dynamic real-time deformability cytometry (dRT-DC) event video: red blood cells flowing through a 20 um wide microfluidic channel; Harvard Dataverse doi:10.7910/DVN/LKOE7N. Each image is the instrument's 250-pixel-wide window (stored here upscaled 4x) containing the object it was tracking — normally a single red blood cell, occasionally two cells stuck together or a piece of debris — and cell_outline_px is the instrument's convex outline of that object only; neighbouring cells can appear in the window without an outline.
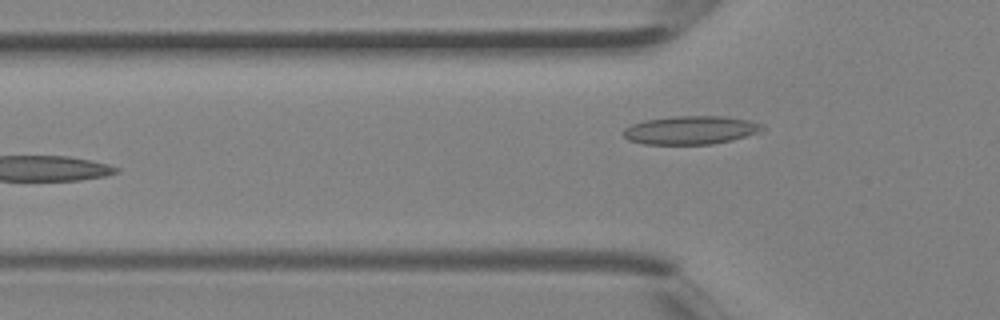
{"species": "Egyptian fruit bat (a non-hibernating species)", "species_latin": "Rousettus aegyptiacus", "temperature_condition": "room temperature", "stored_images_in_passage": 4, "camera_frame_rate_fps": 3000, "um_per_image_px": 0.085, "animal": {"sex": "female"}, "frame": {"image": 1, "passage_image": 4, "time_ms": 1.0, "image_size_px": [1000, 320], "cell_outline_px": [[768, 128], [760, 132], [732, 140], [712, 144], [644, 144], [628, 140], [624, 136], [624, 128], [632, 124], [644, 120], [672, 116], [724, 116], [748, 120], [764, 124]], "centroid_in_image_um": [58.75, 11.05], "position_along_channel_um": 67.1, "area_um2": 23.18}}